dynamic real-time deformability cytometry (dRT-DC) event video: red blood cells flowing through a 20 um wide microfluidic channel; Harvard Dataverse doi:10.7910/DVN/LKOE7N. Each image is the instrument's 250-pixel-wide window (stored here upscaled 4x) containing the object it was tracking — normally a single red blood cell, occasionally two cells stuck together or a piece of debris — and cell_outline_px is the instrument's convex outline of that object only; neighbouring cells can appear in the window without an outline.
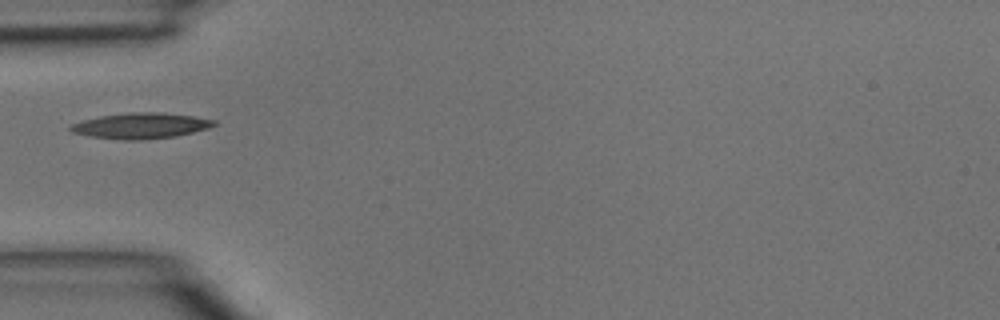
{"species": "common noctule bat (a hibernating species)", "species_latin": "Nyctalus noctula", "temperature_condition": "room temperature", "stored_images_in_passage": 1, "camera_frame_rate_fps": 3000, "um_per_image_px": 0.085, "animal": {"sex": "male", "body_mass_g": 15.6}, "frame": {"image": 1, "passage_image": 1, "time_ms": 0.0, "image_size_px": [1000, 320], "cell_outline_px": [[216, 124], [208, 128], [176, 136], [140, 140], [124, 140], [92, 136], [72, 132], [68, 128], [72, 124], [84, 120], [100, 116], [128, 112], [160, 112], [192, 116], [216, 120]], "centroid_in_image_um": [11.97, 10.68], "position_along_channel_um": 73.0, "area_um2": 21.27}}